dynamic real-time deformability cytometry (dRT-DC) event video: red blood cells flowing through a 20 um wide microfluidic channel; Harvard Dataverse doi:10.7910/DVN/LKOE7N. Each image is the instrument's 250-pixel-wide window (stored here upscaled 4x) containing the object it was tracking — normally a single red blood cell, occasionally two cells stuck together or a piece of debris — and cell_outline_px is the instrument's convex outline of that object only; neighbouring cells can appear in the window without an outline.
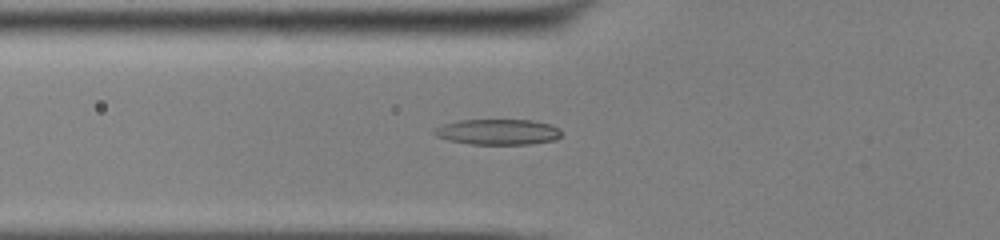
{"species": "common noctule bat (a hibernating species)", "species_latin": "Nyctalus noctula", "temperature_condition": "cold", "stored_images_in_passage": 54, "camera_frame_rate_fps": 3000, "um_per_image_px": 0.085, "animal": {"sex": "male", "body_mass_g": 13.0, "forearm_length_mm": 53.1}, "frame": {"image": 1, "passage_image": 21, "time_ms": 6.667, "image_size_px": [1000, 240], "cell_outline_px": [[560, 136], [556, 140], [528, 144], [472, 144], [448, 140], [436, 136], [432, 132], [436, 128], [444, 124], [460, 120], [532, 120], [552, 124], [560, 128]], "centroid_in_image_um": [42.35, 11.21], "position_along_channel_um": 83.5, "area_um2": 18.96}}
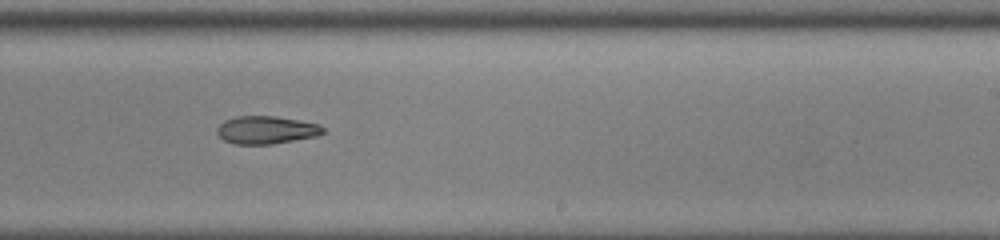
{"frame": {"image": 2, "passage_image": 35, "time_ms": 11.333, "image_size_px": [1000, 240], "cell_outline_px": [[324, 132], [316, 136], [272, 144], [236, 144], [224, 140], [216, 132], [216, 128], [224, 120], [236, 116], [276, 116], [320, 124], [324, 128]], "centroid_in_image_um": [22.62, 11.04], "position_along_channel_um": 266.4, "area_um2": 17.17}}
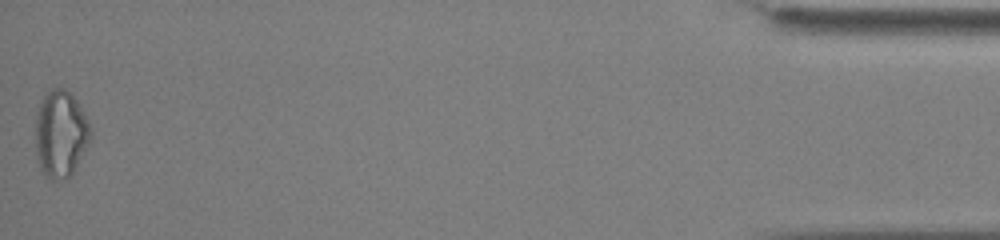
{"frame": {"image": 3, "passage_image": 54, "time_ms": 17.667, "image_size_px": [1000, 240], "cell_outline_px": [[92, 136], [88, 144], [72, 172], [68, 176], [52, 180], [48, 180], [40, 168], [36, 160], [36, 112], [40, 100], [52, 88], [64, 88], [76, 100], [88, 120], [92, 128]], "centroid_in_image_um": [5.14, 11.37], "position_along_channel_um": 430.1, "area_um2": 27.8}, "authors_computed_cell_mechanics": {"area_um2": 19.4497, "velocity_mm_per_s": 3.9181, "shape_relaxation_time_tau1_ms": 10.8454, "shape_relaxation_time_tau2_ms": null, "deformation_change_tau1": 0.2057, "deformation_change_tau2": null}}